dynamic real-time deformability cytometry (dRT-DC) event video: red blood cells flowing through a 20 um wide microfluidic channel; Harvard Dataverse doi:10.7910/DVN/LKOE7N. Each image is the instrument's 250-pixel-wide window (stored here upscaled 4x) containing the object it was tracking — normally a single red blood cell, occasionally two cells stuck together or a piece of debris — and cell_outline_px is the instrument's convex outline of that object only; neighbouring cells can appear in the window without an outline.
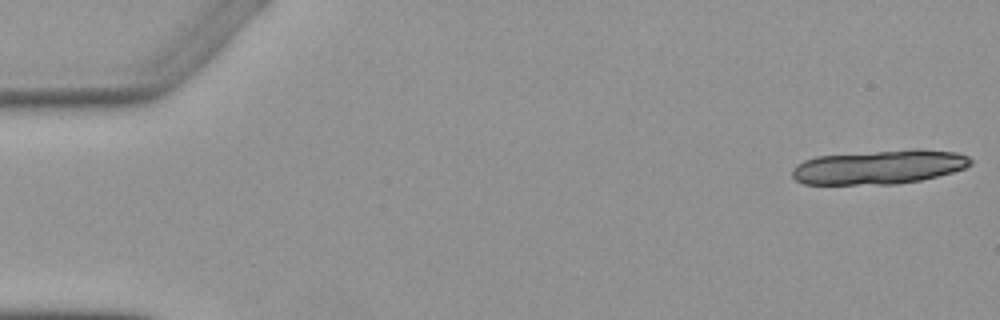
{"species": "Egyptian fruit bat (a non-hibernating species)", "species_latin": "Rousettus aegyptiacus", "temperature_condition": "warm", "stored_images_in_passage": 6, "camera_frame_rate_fps": 3000, "um_per_image_px": 0.085, "animal": {"sex": "female"}, "frame": {"image": 1, "passage_image": 1, "time_ms": 0.0, "image_size_px": [1000, 320], "cell_outline_px": [[972, 164], [964, 168], [952, 172], [920, 180], [896, 184], [804, 184], [796, 180], [792, 176], [792, 168], [796, 164], [804, 160], [816, 156], [912, 148], [920, 148], [956, 152], [968, 156], [972, 160]], "centroid_in_image_um": [74.73, 14.18], "position_along_channel_um": 10.3, "area_um2": 35.78}}